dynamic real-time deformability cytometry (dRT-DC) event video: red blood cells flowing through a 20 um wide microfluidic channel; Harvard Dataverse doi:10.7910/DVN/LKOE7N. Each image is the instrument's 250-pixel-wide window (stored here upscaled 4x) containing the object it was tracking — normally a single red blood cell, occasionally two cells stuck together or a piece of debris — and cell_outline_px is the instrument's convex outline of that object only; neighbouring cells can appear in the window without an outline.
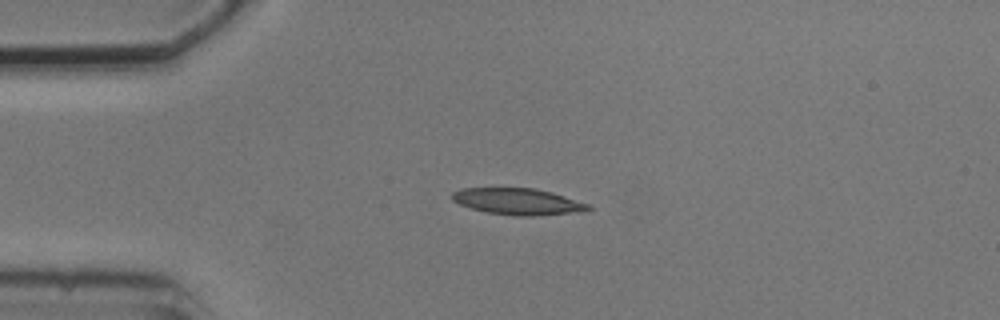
{"species": "common noctule bat (a hibernating species)", "species_latin": "Nyctalus noctula", "temperature_condition": "cold", "stored_images_in_passage": 4, "camera_frame_rate_fps": 3000, "um_per_image_px": 0.085, "animal": {"sex": "male", "body_mass_g": 20.5, "forearm_length_mm": 52.5}, "frame": {"image": 1, "passage_image": 3, "time_ms": 2.333, "image_size_px": [1000, 320], "cell_outline_px": [[592, 208], [580, 212], [536, 216], [516, 216], [488, 212], [472, 208], [460, 204], [452, 200], [452, 192], [460, 188], [532, 188], [552, 192], [592, 204]], "centroid_in_image_um": [44.07, 17.13], "position_along_channel_um": 40.9, "area_um2": 21.1}}